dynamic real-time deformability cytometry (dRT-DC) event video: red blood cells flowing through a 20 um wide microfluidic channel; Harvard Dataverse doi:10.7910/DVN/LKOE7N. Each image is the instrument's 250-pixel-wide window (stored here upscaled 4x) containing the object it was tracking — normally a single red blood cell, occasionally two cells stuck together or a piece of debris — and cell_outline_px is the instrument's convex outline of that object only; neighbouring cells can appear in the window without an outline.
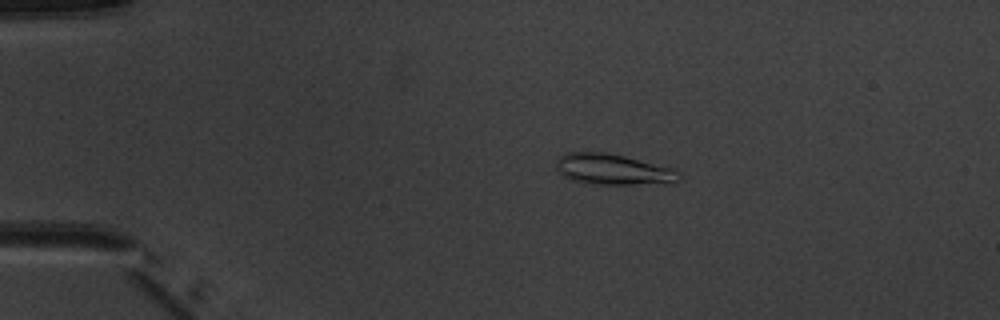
{"species": "common noctule bat (a hibernating species)", "species_latin": "Nyctalus noctula", "temperature_condition": "warm", "stored_images_in_passage": 6, "camera_frame_rate_fps": 3000, "um_per_image_px": 0.085, "animal": {"sex": "male", "body_mass_g": 20.1, "forearm_length_mm": 53.5}, "frame": {"image": 1, "passage_image": 4, "time_ms": 3.333, "image_size_px": [1000, 320], "cell_outline_px": [[684, 180], [672, 184], [600, 184], [572, 180], [556, 172], [556, 160], [564, 152], [604, 152], [624, 156], [676, 168], [680, 172]], "centroid_in_image_um": [52.2, 14.41], "position_along_channel_um": 32.8, "area_um2": 22.6}}
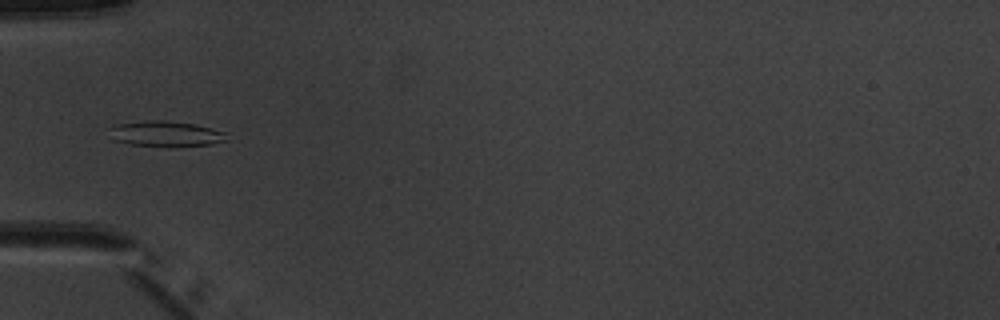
{"frame": {"image": 2, "passage_image": 6, "time_ms": 5.667, "image_size_px": [1000, 320], "cell_outline_px": [[228, 140], [212, 144], [168, 148], [128, 144], [112, 140], [108, 128], [116, 124], [148, 120], [164, 120], [196, 124], [224, 132]], "centroid_in_image_um": [14.04, 11.39], "position_along_channel_um": 71.0, "area_um2": 17.92}}